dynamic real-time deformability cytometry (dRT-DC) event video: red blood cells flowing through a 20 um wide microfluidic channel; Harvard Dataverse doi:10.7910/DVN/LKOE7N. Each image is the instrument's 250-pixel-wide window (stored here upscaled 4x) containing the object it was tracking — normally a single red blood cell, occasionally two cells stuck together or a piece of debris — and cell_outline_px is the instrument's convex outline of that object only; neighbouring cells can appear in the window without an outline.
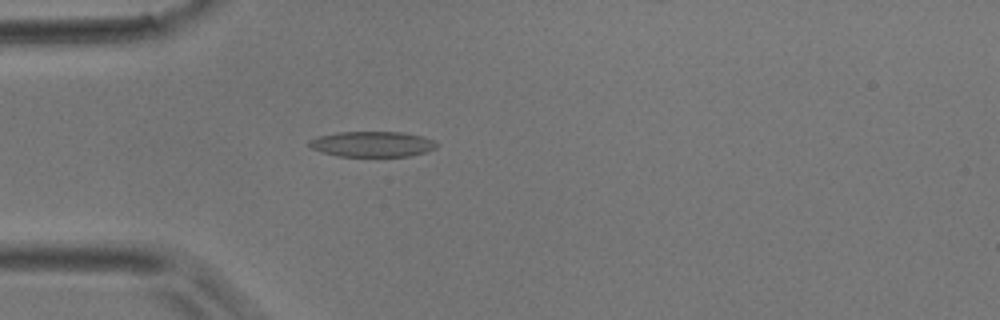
{"species": "common noctule bat (a hibernating species)", "species_latin": "Nyctalus noctula", "temperature_condition": "room temperature", "stored_images_in_passage": 3, "camera_frame_rate_fps": 3000, "um_per_image_px": 0.085, "animal": {"sex": "male", "body_mass_g": 17.9}, "frame": {"image": 1, "passage_image": 3, "time_ms": 0.667, "image_size_px": [1000, 320], "cell_outline_px": [[440, 144], [436, 148], [424, 152], [408, 156], [336, 156], [320, 152], [312, 148], [308, 144], [308, 140], [320, 136], [336, 132], [400, 132], [420, 136], [432, 140]], "centroid_in_image_um": [31.61, 12.25], "position_along_channel_um": 53.4, "area_um2": 18.84}}